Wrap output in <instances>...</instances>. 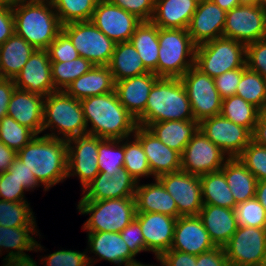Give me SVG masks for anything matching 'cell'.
I'll list each match as a JSON object with an SVG mask.
<instances>
[{
    "label": "cell",
    "mask_w": 266,
    "mask_h": 266,
    "mask_svg": "<svg viewBox=\"0 0 266 266\" xmlns=\"http://www.w3.org/2000/svg\"><path fill=\"white\" fill-rule=\"evenodd\" d=\"M80 102L87 134L102 139L122 140L135 133L138 126L136 118L120 103L115 90L81 99Z\"/></svg>",
    "instance_id": "1"
},
{
    "label": "cell",
    "mask_w": 266,
    "mask_h": 266,
    "mask_svg": "<svg viewBox=\"0 0 266 266\" xmlns=\"http://www.w3.org/2000/svg\"><path fill=\"white\" fill-rule=\"evenodd\" d=\"M44 190L67 178V140L36 135L17 152Z\"/></svg>",
    "instance_id": "2"
},
{
    "label": "cell",
    "mask_w": 266,
    "mask_h": 266,
    "mask_svg": "<svg viewBox=\"0 0 266 266\" xmlns=\"http://www.w3.org/2000/svg\"><path fill=\"white\" fill-rule=\"evenodd\" d=\"M15 33L38 50H46L62 31L51 0H15Z\"/></svg>",
    "instance_id": "3"
},
{
    "label": "cell",
    "mask_w": 266,
    "mask_h": 266,
    "mask_svg": "<svg viewBox=\"0 0 266 266\" xmlns=\"http://www.w3.org/2000/svg\"><path fill=\"white\" fill-rule=\"evenodd\" d=\"M171 120H194L191 103L180 78L160 77L149 93L145 111L136 121L139 126L147 127Z\"/></svg>",
    "instance_id": "4"
},
{
    "label": "cell",
    "mask_w": 266,
    "mask_h": 266,
    "mask_svg": "<svg viewBox=\"0 0 266 266\" xmlns=\"http://www.w3.org/2000/svg\"><path fill=\"white\" fill-rule=\"evenodd\" d=\"M48 128L51 133L44 136L65 140L87 134L80 100L71 97L63 90L47 95L43 103L42 132ZM61 134L62 136H59Z\"/></svg>",
    "instance_id": "5"
},
{
    "label": "cell",
    "mask_w": 266,
    "mask_h": 266,
    "mask_svg": "<svg viewBox=\"0 0 266 266\" xmlns=\"http://www.w3.org/2000/svg\"><path fill=\"white\" fill-rule=\"evenodd\" d=\"M157 76L181 78L195 66L196 45L187 29L159 28Z\"/></svg>",
    "instance_id": "6"
},
{
    "label": "cell",
    "mask_w": 266,
    "mask_h": 266,
    "mask_svg": "<svg viewBox=\"0 0 266 266\" xmlns=\"http://www.w3.org/2000/svg\"><path fill=\"white\" fill-rule=\"evenodd\" d=\"M80 214H90L82 230L87 232H118L128 226L136 216L135 197L108 200H80Z\"/></svg>",
    "instance_id": "7"
},
{
    "label": "cell",
    "mask_w": 266,
    "mask_h": 266,
    "mask_svg": "<svg viewBox=\"0 0 266 266\" xmlns=\"http://www.w3.org/2000/svg\"><path fill=\"white\" fill-rule=\"evenodd\" d=\"M195 67L211 78L229 70L247 68L246 46L226 37L200 44L195 50Z\"/></svg>",
    "instance_id": "8"
},
{
    "label": "cell",
    "mask_w": 266,
    "mask_h": 266,
    "mask_svg": "<svg viewBox=\"0 0 266 266\" xmlns=\"http://www.w3.org/2000/svg\"><path fill=\"white\" fill-rule=\"evenodd\" d=\"M79 55L93 65L108 66L116 43L100 31L92 21L72 22L62 26Z\"/></svg>",
    "instance_id": "9"
},
{
    "label": "cell",
    "mask_w": 266,
    "mask_h": 266,
    "mask_svg": "<svg viewBox=\"0 0 266 266\" xmlns=\"http://www.w3.org/2000/svg\"><path fill=\"white\" fill-rule=\"evenodd\" d=\"M180 79L187 91L194 120L200 122L221 113L222 99L214 84V78L193 66Z\"/></svg>",
    "instance_id": "10"
},
{
    "label": "cell",
    "mask_w": 266,
    "mask_h": 266,
    "mask_svg": "<svg viewBox=\"0 0 266 266\" xmlns=\"http://www.w3.org/2000/svg\"><path fill=\"white\" fill-rule=\"evenodd\" d=\"M223 248L229 266H260L266 253V228L238 226Z\"/></svg>",
    "instance_id": "11"
},
{
    "label": "cell",
    "mask_w": 266,
    "mask_h": 266,
    "mask_svg": "<svg viewBox=\"0 0 266 266\" xmlns=\"http://www.w3.org/2000/svg\"><path fill=\"white\" fill-rule=\"evenodd\" d=\"M223 37L245 46L266 39V14L260 5H239L226 12Z\"/></svg>",
    "instance_id": "12"
},
{
    "label": "cell",
    "mask_w": 266,
    "mask_h": 266,
    "mask_svg": "<svg viewBox=\"0 0 266 266\" xmlns=\"http://www.w3.org/2000/svg\"><path fill=\"white\" fill-rule=\"evenodd\" d=\"M102 140L89 134L67 140V177H79L82 190L99 173L98 148Z\"/></svg>",
    "instance_id": "13"
},
{
    "label": "cell",
    "mask_w": 266,
    "mask_h": 266,
    "mask_svg": "<svg viewBox=\"0 0 266 266\" xmlns=\"http://www.w3.org/2000/svg\"><path fill=\"white\" fill-rule=\"evenodd\" d=\"M228 156L200 130L181 154V170L196 176L220 171Z\"/></svg>",
    "instance_id": "14"
},
{
    "label": "cell",
    "mask_w": 266,
    "mask_h": 266,
    "mask_svg": "<svg viewBox=\"0 0 266 266\" xmlns=\"http://www.w3.org/2000/svg\"><path fill=\"white\" fill-rule=\"evenodd\" d=\"M199 130L228 158L238 157L252 141V133L221 114L208 117L199 122Z\"/></svg>",
    "instance_id": "15"
},
{
    "label": "cell",
    "mask_w": 266,
    "mask_h": 266,
    "mask_svg": "<svg viewBox=\"0 0 266 266\" xmlns=\"http://www.w3.org/2000/svg\"><path fill=\"white\" fill-rule=\"evenodd\" d=\"M177 204L178 218L198 216L203 207L199 176L177 171L157 178Z\"/></svg>",
    "instance_id": "16"
},
{
    "label": "cell",
    "mask_w": 266,
    "mask_h": 266,
    "mask_svg": "<svg viewBox=\"0 0 266 266\" xmlns=\"http://www.w3.org/2000/svg\"><path fill=\"white\" fill-rule=\"evenodd\" d=\"M92 23L115 43L128 42L142 22L133 14L112 4L109 0H99L95 7Z\"/></svg>",
    "instance_id": "17"
},
{
    "label": "cell",
    "mask_w": 266,
    "mask_h": 266,
    "mask_svg": "<svg viewBox=\"0 0 266 266\" xmlns=\"http://www.w3.org/2000/svg\"><path fill=\"white\" fill-rule=\"evenodd\" d=\"M13 80L16 88L44 97L57 91L47 50L36 49Z\"/></svg>",
    "instance_id": "18"
},
{
    "label": "cell",
    "mask_w": 266,
    "mask_h": 266,
    "mask_svg": "<svg viewBox=\"0 0 266 266\" xmlns=\"http://www.w3.org/2000/svg\"><path fill=\"white\" fill-rule=\"evenodd\" d=\"M138 182L124 168L110 175L99 172L82 190L81 200H108L114 198L135 197ZM85 194V195H84Z\"/></svg>",
    "instance_id": "19"
},
{
    "label": "cell",
    "mask_w": 266,
    "mask_h": 266,
    "mask_svg": "<svg viewBox=\"0 0 266 266\" xmlns=\"http://www.w3.org/2000/svg\"><path fill=\"white\" fill-rule=\"evenodd\" d=\"M132 136L141 142L154 179L181 170V154L162 143L146 127L138 125Z\"/></svg>",
    "instance_id": "20"
},
{
    "label": "cell",
    "mask_w": 266,
    "mask_h": 266,
    "mask_svg": "<svg viewBox=\"0 0 266 266\" xmlns=\"http://www.w3.org/2000/svg\"><path fill=\"white\" fill-rule=\"evenodd\" d=\"M140 223L145 246L155 254L156 259L172 245L177 218L156 212L136 213Z\"/></svg>",
    "instance_id": "21"
},
{
    "label": "cell",
    "mask_w": 266,
    "mask_h": 266,
    "mask_svg": "<svg viewBox=\"0 0 266 266\" xmlns=\"http://www.w3.org/2000/svg\"><path fill=\"white\" fill-rule=\"evenodd\" d=\"M225 18L226 12L212 0L198 4L187 28L193 43L198 46L223 37Z\"/></svg>",
    "instance_id": "22"
},
{
    "label": "cell",
    "mask_w": 266,
    "mask_h": 266,
    "mask_svg": "<svg viewBox=\"0 0 266 266\" xmlns=\"http://www.w3.org/2000/svg\"><path fill=\"white\" fill-rule=\"evenodd\" d=\"M216 247L199 216L177 218L171 250L199 255Z\"/></svg>",
    "instance_id": "23"
},
{
    "label": "cell",
    "mask_w": 266,
    "mask_h": 266,
    "mask_svg": "<svg viewBox=\"0 0 266 266\" xmlns=\"http://www.w3.org/2000/svg\"><path fill=\"white\" fill-rule=\"evenodd\" d=\"M153 72L115 82V92L120 103L136 119L145 111L149 93L159 79Z\"/></svg>",
    "instance_id": "24"
},
{
    "label": "cell",
    "mask_w": 266,
    "mask_h": 266,
    "mask_svg": "<svg viewBox=\"0 0 266 266\" xmlns=\"http://www.w3.org/2000/svg\"><path fill=\"white\" fill-rule=\"evenodd\" d=\"M44 96L15 88L8 104L7 115L36 135L42 133Z\"/></svg>",
    "instance_id": "25"
},
{
    "label": "cell",
    "mask_w": 266,
    "mask_h": 266,
    "mask_svg": "<svg viewBox=\"0 0 266 266\" xmlns=\"http://www.w3.org/2000/svg\"><path fill=\"white\" fill-rule=\"evenodd\" d=\"M88 247L99 260H107L118 266L134 265L137 262L135 255L129 250L118 232H88Z\"/></svg>",
    "instance_id": "26"
},
{
    "label": "cell",
    "mask_w": 266,
    "mask_h": 266,
    "mask_svg": "<svg viewBox=\"0 0 266 266\" xmlns=\"http://www.w3.org/2000/svg\"><path fill=\"white\" fill-rule=\"evenodd\" d=\"M198 216L215 246L223 247L238 228L234 209L203 204Z\"/></svg>",
    "instance_id": "27"
},
{
    "label": "cell",
    "mask_w": 266,
    "mask_h": 266,
    "mask_svg": "<svg viewBox=\"0 0 266 266\" xmlns=\"http://www.w3.org/2000/svg\"><path fill=\"white\" fill-rule=\"evenodd\" d=\"M154 183L137 184L135 191L136 213L156 212L178 218L177 204L162 183L155 178Z\"/></svg>",
    "instance_id": "28"
},
{
    "label": "cell",
    "mask_w": 266,
    "mask_h": 266,
    "mask_svg": "<svg viewBox=\"0 0 266 266\" xmlns=\"http://www.w3.org/2000/svg\"><path fill=\"white\" fill-rule=\"evenodd\" d=\"M197 5L193 0H155L151 21L159 28L187 29Z\"/></svg>",
    "instance_id": "29"
},
{
    "label": "cell",
    "mask_w": 266,
    "mask_h": 266,
    "mask_svg": "<svg viewBox=\"0 0 266 266\" xmlns=\"http://www.w3.org/2000/svg\"><path fill=\"white\" fill-rule=\"evenodd\" d=\"M115 82L108 66L94 65L87 73L83 74L64 90L68 95L81 100L113 92Z\"/></svg>",
    "instance_id": "30"
},
{
    "label": "cell",
    "mask_w": 266,
    "mask_h": 266,
    "mask_svg": "<svg viewBox=\"0 0 266 266\" xmlns=\"http://www.w3.org/2000/svg\"><path fill=\"white\" fill-rule=\"evenodd\" d=\"M162 143L180 154L199 130L196 120H171L151 123L146 127Z\"/></svg>",
    "instance_id": "31"
},
{
    "label": "cell",
    "mask_w": 266,
    "mask_h": 266,
    "mask_svg": "<svg viewBox=\"0 0 266 266\" xmlns=\"http://www.w3.org/2000/svg\"><path fill=\"white\" fill-rule=\"evenodd\" d=\"M36 49L14 33L0 46V76L14 79Z\"/></svg>",
    "instance_id": "32"
},
{
    "label": "cell",
    "mask_w": 266,
    "mask_h": 266,
    "mask_svg": "<svg viewBox=\"0 0 266 266\" xmlns=\"http://www.w3.org/2000/svg\"><path fill=\"white\" fill-rule=\"evenodd\" d=\"M220 171L225 175L237 204L255 197L257 178L238 157L228 158Z\"/></svg>",
    "instance_id": "33"
},
{
    "label": "cell",
    "mask_w": 266,
    "mask_h": 266,
    "mask_svg": "<svg viewBox=\"0 0 266 266\" xmlns=\"http://www.w3.org/2000/svg\"><path fill=\"white\" fill-rule=\"evenodd\" d=\"M36 227V225L20 227H5L0 225V252L3 251L2 248L12 249L6 255V258L15 259L29 256L24 251L37 252L43 250L41 244L31 236L36 234V232L38 234L39 231L36 230Z\"/></svg>",
    "instance_id": "34"
},
{
    "label": "cell",
    "mask_w": 266,
    "mask_h": 266,
    "mask_svg": "<svg viewBox=\"0 0 266 266\" xmlns=\"http://www.w3.org/2000/svg\"><path fill=\"white\" fill-rule=\"evenodd\" d=\"M108 67L114 82L149 72L130 41L116 43Z\"/></svg>",
    "instance_id": "35"
},
{
    "label": "cell",
    "mask_w": 266,
    "mask_h": 266,
    "mask_svg": "<svg viewBox=\"0 0 266 266\" xmlns=\"http://www.w3.org/2000/svg\"><path fill=\"white\" fill-rule=\"evenodd\" d=\"M130 42L149 72L157 75L159 56L158 26L152 21H142L131 36Z\"/></svg>",
    "instance_id": "36"
},
{
    "label": "cell",
    "mask_w": 266,
    "mask_h": 266,
    "mask_svg": "<svg viewBox=\"0 0 266 266\" xmlns=\"http://www.w3.org/2000/svg\"><path fill=\"white\" fill-rule=\"evenodd\" d=\"M203 204L235 209L237 203L221 171L199 177Z\"/></svg>",
    "instance_id": "37"
},
{
    "label": "cell",
    "mask_w": 266,
    "mask_h": 266,
    "mask_svg": "<svg viewBox=\"0 0 266 266\" xmlns=\"http://www.w3.org/2000/svg\"><path fill=\"white\" fill-rule=\"evenodd\" d=\"M260 110L237 95L222 100L221 115L253 133Z\"/></svg>",
    "instance_id": "38"
},
{
    "label": "cell",
    "mask_w": 266,
    "mask_h": 266,
    "mask_svg": "<svg viewBox=\"0 0 266 266\" xmlns=\"http://www.w3.org/2000/svg\"><path fill=\"white\" fill-rule=\"evenodd\" d=\"M236 95L253 104L261 112L266 111V79L248 67L242 72Z\"/></svg>",
    "instance_id": "39"
},
{
    "label": "cell",
    "mask_w": 266,
    "mask_h": 266,
    "mask_svg": "<svg viewBox=\"0 0 266 266\" xmlns=\"http://www.w3.org/2000/svg\"><path fill=\"white\" fill-rule=\"evenodd\" d=\"M62 25L91 21L99 0H51Z\"/></svg>",
    "instance_id": "40"
},
{
    "label": "cell",
    "mask_w": 266,
    "mask_h": 266,
    "mask_svg": "<svg viewBox=\"0 0 266 266\" xmlns=\"http://www.w3.org/2000/svg\"><path fill=\"white\" fill-rule=\"evenodd\" d=\"M94 65L81 56L67 62H51V73L56 90H65L74 80L87 73Z\"/></svg>",
    "instance_id": "41"
},
{
    "label": "cell",
    "mask_w": 266,
    "mask_h": 266,
    "mask_svg": "<svg viewBox=\"0 0 266 266\" xmlns=\"http://www.w3.org/2000/svg\"><path fill=\"white\" fill-rule=\"evenodd\" d=\"M129 138H125L124 142V169L133 176L137 182L139 178L144 176H153L151 173L146 154L144 152L141 142L133 136V140L129 141Z\"/></svg>",
    "instance_id": "42"
},
{
    "label": "cell",
    "mask_w": 266,
    "mask_h": 266,
    "mask_svg": "<svg viewBox=\"0 0 266 266\" xmlns=\"http://www.w3.org/2000/svg\"><path fill=\"white\" fill-rule=\"evenodd\" d=\"M124 140L103 139L99 143V172H106L113 175L124 167Z\"/></svg>",
    "instance_id": "43"
},
{
    "label": "cell",
    "mask_w": 266,
    "mask_h": 266,
    "mask_svg": "<svg viewBox=\"0 0 266 266\" xmlns=\"http://www.w3.org/2000/svg\"><path fill=\"white\" fill-rule=\"evenodd\" d=\"M29 205L28 202L0 200V225L5 227L37 225Z\"/></svg>",
    "instance_id": "44"
},
{
    "label": "cell",
    "mask_w": 266,
    "mask_h": 266,
    "mask_svg": "<svg viewBox=\"0 0 266 266\" xmlns=\"http://www.w3.org/2000/svg\"><path fill=\"white\" fill-rule=\"evenodd\" d=\"M35 136L36 134L31 129L20 125L8 115L0 120V141L16 152L28 144Z\"/></svg>",
    "instance_id": "45"
},
{
    "label": "cell",
    "mask_w": 266,
    "mask_h": 266,
    "mask_svg": "<svg viewBox=\"0 0 266 266\" xmlns=\"http://www.w3.org/2000/svg\"><path fill=\"white\" fill-rule=\"evenodd\" d=\"M238 226L266 228V210L254 197L235 206Z\"/></svg>",
    "instance_id": "46"
},
{
    "label": "cell",
    "mask_w": 266,
    "mask_h": 266,
    "mask_svg": "<svg viewBox=\"0 0 266 266\" xmlns=\"http://www.w3.org/2000/svg\"><path fill=\"white\" fill-rule=\"evenodd\" d=\"M238 158L257 181H266V147L251 141Z\"/></svg>",
    "instance_id": "47"
},
{
    "label": "cell",
    "mask_w": 266,
    "mask_h": 266,
    "mask_svg": "<svg viewBox=\"0 0 266 266\" xmlns=\"http://www.w3.org/2000/svg\"><path fill=\"white\" fill-rule=\"evenodd\" d=\"M86 254L85 251L82 253L74 250H59L41 258V260L45 262L44 266H93L92 263L97 260Z\"/></svg>",
    "instance_id": "48"
},
{
    "label": "cell",
    "mask_w": 266,
    "mask_h": 266,
    "mask_svg": "<svg viewBox=\"0 0 266 266\" xmlns=\"http://www.w3.org/2000/svg\"><path fill=\"white\" fill-rule=\"evenodd\" d=\"M51 62H67L80 55L69 36L62 30L46 49Z\"/></svg>",
    "instance_id": "49"
},
{
    "label": "cell",
    "mask_w": 266,
    "mask_h": 266,
    "mask_svg": "<svg viewBox=\"0 0 266 266\" xmlns=\"http://www.w3.org/2000/svg\"><path fill=\"white\" fill-rule=\"evenodd\" d=\"M246 65L266 79V39L246 46Z\"/></svg>",
    "instance_id": "50"
},
{
    "label": "cell",
    "mask_w": 266,
    "mask_h": 266,
    "mask_svg": "<svg viewBox=\"0 0 266 266\" xmlns=\"http://www.w3.org/2000/svg\"><path fill=\"white\" fill-rule=\"evenodd\" d=\"M24 186L9 171L0 174V200L9 202H27Z\"/></svg>",
    "instance_id": "51"
},
{
    "label": "cell",
    "mask_w": 266,
    "mask_h": 266,
    "mask_svg": "<svg viewBox=\"0 0 266 266\" xmlns=\"http://www.w3.org/2000/svg\"><path fill=\"white\" fill-rule=\"evenodd\" d=\"M112 4L133 14L141 21H151L155 0H109Z\"/></svg>",
    "instance_id": "52"
},
{
    "label": "cell",
    "mask_w": 266,
    "mask_h": 266,
    "mask_svg": "<svg viewBox=\"0 0 266 266\" xmlns=\"http://www.w3.org/2000/svg\"><path fill=\"white\" fill-rule=\"evenodd\" d=\"M245 69L237 68L229 70L214 78V84L222 100L236 95L237 86L240 82L242 72Z\"/></svg>",
    "instance_id": "53"
},
{
    "label": "cell",
    "mask_w": 266,
    "mask_h": 266,
    "mask_svg": "<svg viewBox=\"0 0 266 266\" xmlns=\"http://www.w3.org/2000/svg\"><path fill=\"white\" fill-rule=\"evenodd\" d=\"M120 234L129 250L135 256L142 251H148L145 246L140 223L136 219L126 226Z\"/></svg>",
    "instance_id": "54"
},
{
    "label": "cell",
    "mask_w": 266,
    "mask_h": 266,
    "mask_svg": "<svg viewBox=\"0 0 266 266\" xmlns=\"http://www.w3.org/2000/svg\"><path fill=\"white\" fill-rule=\"evenodd\" d=\"M7 171H9L12 176L24 186L26 191L35 189V187L38 188L40 185L33 172L29 170L25 163H22V161L17 157Z\"/></svg>",
    "instance_id": "55"
},
{
    "label": "cell",
    "mask_w": 266,
    "mask_h": 266,
    "mask_svg": "<svg viewBox=\"0 0 266 266\" xmlns=\"http://www.w3.org/2000/svg\"><path fill=\"white\" fill-rule=\"evenodd\" d=\"M196 266H229L224 248L216 246L209 251L197 255Z\"/></svg>",
    "instance_id": "56"
},
{
    "label": "cell",
    "mask_w": 266,
    "mask_h": 266,
    "mask_svg": "<svg viewBox=\"0 0 266 266\" xmlns=\"http://www.w3.org/2000/svg\"><path fill=\"white\" fill-rule=\"evenodd\" d=\"M158 259L165 266H196V255H191L178 250L169 249Z\"/></svg>",
    "instance_id": "57"
},
{
    "label": "cell",
    "mask_w": 266,
    "mask_h": 266,
    "mask_svg": "<svg viewBox=\"0 0 266 266\" xmlns=\"http://www.w3.org/2000/svg\"><path fill=\"white\" fill-rule=\"evenodd\" d=\"M15 33L12 5L0 6V46Z\"/></svg>",
    "instance_id": "58"
},
{
    "label": "cell",
    "mask_w": 266,
    "mask_h": 266,
    "mask_svg": "<svg viewBox=\"0 0 266 266\" xmlns=\"http://www.w3.org/2000/svg\"><path fill=\"white\" fill-rule=\"evenodd\" d=\"M16 86L10 78H0V120L7 115L8 104Z\"/></svg>",
    "instance_id": "59"
},
{
    "label": "cell",
    "mask_w": 266,
    "mask_h": 266,
    "mask_svg": "<svg viewBox=\"0 0 266 266\" xmlns=\"http://www.w3.org/2000/svg\"><path fill=\"white\" fill-rule=\"evenodd\" d=\"M252 141L266 147V111L260 112L254 131Z\"/></svg>",
    "instance_id": "60"
},
{
    "label": "cell",
    "mask_w": 266,
    "mask_h": 266,
    "mask_svg": "<svg viewBox=\"0 0 266 266\" xmlns=\"http://www.w3.org/2000/svg\"><path fill=\"white\" fill-rule=\"evenodd\" d=\"M16 157L17 152L0 141V174L9 169Z\"/></svg>",
    "instance_id": "61"
},
{
    "label": "cell",
    "mask_w": 266,
    "mask_h": 266,
    "mask_svg": "<svg viewBox=\"0 0 266 266\" xmlns=\"http://www.w3.org/2000/svg\"><path fill=\"white\" fill-rule=\"evenodd\" d=\"M255 198L266 210V181H258L256 186Z\"/></svg>",
    "instance_id": "62"
},
{
    "label": "cell",
    "mask_w": 266,
    "mask_h": 266,
    "mask_svg": "<svg viewBox=\"0 0 266 266\" xmlns=\"http://www.w3.org/2000/svg\"><path fill=\"white\" fill-rule=\"evenodd\" d=\"M212 1L225 12H228L231 9L235 8L236 6H239L238 0H212Z\"/></svg>",
    "instance_id": "63"
},
{
    "label": "cell",
    "mask_w": 266,
    "mask_h": 266,
    "mask_svg": "<svg viewBox=\"0 0 266 266\" xmlns=\"http://www.w3.org/2000/svg\"><path fill=\"white\" fill-rule=\"evenodd\" d=\"M14 266H38L36 261L30 256L19 257L14 259Z\"/></svg>",
    "instance_id": "64"
},
{
    "label": "cell",
    "mask_w": 266,
    "mask_h": 266,
    "mask_svg": "<svg viewBox=\"0 0 266 266\" xmlns=\"http://www.w3.org/2000/svg\"><path fill=\"white\" fill-rule=\"evenodd\" d=\"M260 0H238L239 5H259Z\"/></svg>",
    "instance_id": "65"
},
{
    "label": "cell",
    "mask_w": 266,
    "mask_h": 266,
    "mask_svg": "<svg viewBox=\"0 0 266 266\" xmlns=\"http://www.w3.org/2000/svg\"><path fill=\"white\" fill-rule=\"evenodd\" d=\"M6 260V261H5ZM5 264L3 266H14V259L4 258Z\"/></svg>",
    "instance_id": "66"
},
{
    "label": "cell",
    "mask_w": 266,
    "mask_h": 266,
    "mask_svg": "<svg viewBox=\"0 0 266 266\" xmlns=\"http://www.w3.org/2000/svg\"><path fill=\"white\" fill-rule=\"evenodd\" d=\"M14 2L15 0H0V6L12 5Z\"/></svg>",
    "instance_id": "67"
},
{
    "label": "cell",
    "mask_w": 266,
    "mask_h": 266,
    "mask_svg": "<svg viewBox=\"0 0 266 266\" xmlns=\"http://www.w3.org/2000/svg\"><path fill=\"white\" fill-rule=\"evenodd\" d=\"M259 5L266 14V0H260Z\"/></svg>",
    "instance_id": "68"
},
{
    "label": "cell",
    "mask_w": 266,
    "mask_h": 266,
    "mask_svg": "<svg viewBox=\"0 0 266 266\" xmlns=\"http://www.w3.org/2000/svg\"><path fill=\"white\" fill-rule=\"evenodd\" d=\"M260 266H266V253L265 255L263 256V260H262V263Z\"/></svg>",
    "instance_id": "69"
},
{
    "label": "cell",
    "mask_w": 266,
    "mask_h": 266,
    "mask_svg": "<svg viewBox=\"0 0 266 266\" xmlns=\"http://www.w3.org/2000/svg\"><path fill=\"white\" fill-rule=\"evenodd\" d=\"M128 266H153V265H149V264H142V263H137V264H134V265H128Z\"/></svg>",
    "instance_id": "70"
},
{
    "label": "cell",
    "mask_w": 266,
    "mask_h": 266,
    "mask_svg": "<svg viewBox=\"0 0 266 266\" xmlns=\"http://www.w3.org/2000/svg\"><path fill=\"white\" fill-rule=\"evenodd\" d=\"M193 1L196 2L197 4H200V3H202V2H204L206 0H193Z\"/></svg>",
    "instance_id": "71"
},
{
    "label": "cell",
    "mask_w": 266,
    "mask_h": 266,
    "mask_svg": "<svg viewBox=\"0 0 266 266\" xmlns=\"http://www.w3.org/2000/svg\"><path fill=\"white\" fill-rule=\"evenodd\" d=\"M157 261H159L160 262V265L161 266H165L158 258H157Z\"/></svg>",
    "instance_id": "72"
}]
</instances>
